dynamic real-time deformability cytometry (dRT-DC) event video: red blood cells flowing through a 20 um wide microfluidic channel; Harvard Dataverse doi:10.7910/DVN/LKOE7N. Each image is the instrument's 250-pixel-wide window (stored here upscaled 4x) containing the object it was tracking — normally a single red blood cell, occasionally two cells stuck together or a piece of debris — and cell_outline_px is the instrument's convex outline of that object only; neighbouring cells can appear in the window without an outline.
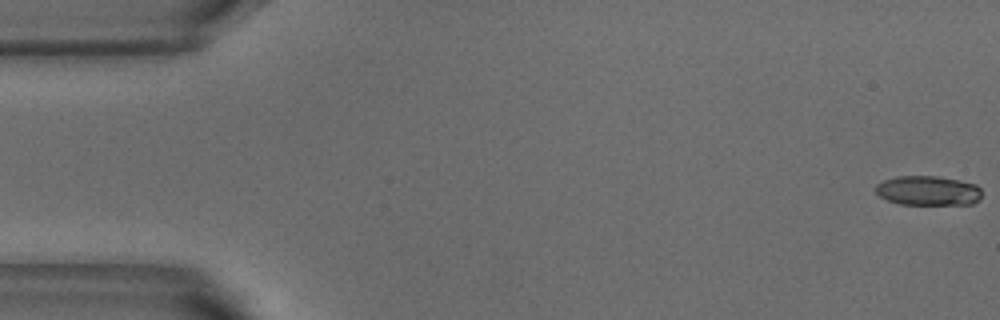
{"species": "common noctule bat (a hibernating species)", "species_latin": "Nyctalus noctula", "temperature_condition": "warm", "stored_images_in_passage": 54, "camera_frame_rate_fps": 3000, "um_per_image_px": 0.085, "animal": {"sex": "male", "body_mass_g": 18.8}, "frame": {"image": 1, "passage_image": 1, "time_ms": 0.0, "image_size_px": [1000, 320], "cell_outline_px": [[980, 200], [972, 204], [900, 204], [888, 200], [880, 196], [876, 192], [876, 184], [884, 180], [896, 176], [936, 176], [976, 184], [980, 188]], "centroid_in_image_um": [78.88, 16.2], "position_along_channel_um": 6.1, "area_um2": 18.15}}
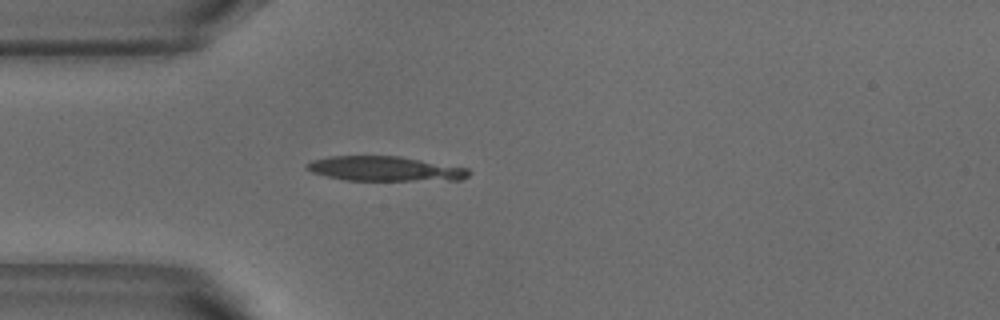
{"frame": {"image": 2, "passage_image": 15, "time_ms": 4.667, "image_size_px": [1000, 320], "cell_outline_px": [[472, 172], [468, 176], [460, 180], [344, 180], [312, 172], [304, 168], [304, 164], [312, 160], [328, 156], [400, 156], [468, 168]], "centroid_in_image_um": [32.71, 14.34], "position_along_channel_um": 52.3, "area_um2": 23.41}}